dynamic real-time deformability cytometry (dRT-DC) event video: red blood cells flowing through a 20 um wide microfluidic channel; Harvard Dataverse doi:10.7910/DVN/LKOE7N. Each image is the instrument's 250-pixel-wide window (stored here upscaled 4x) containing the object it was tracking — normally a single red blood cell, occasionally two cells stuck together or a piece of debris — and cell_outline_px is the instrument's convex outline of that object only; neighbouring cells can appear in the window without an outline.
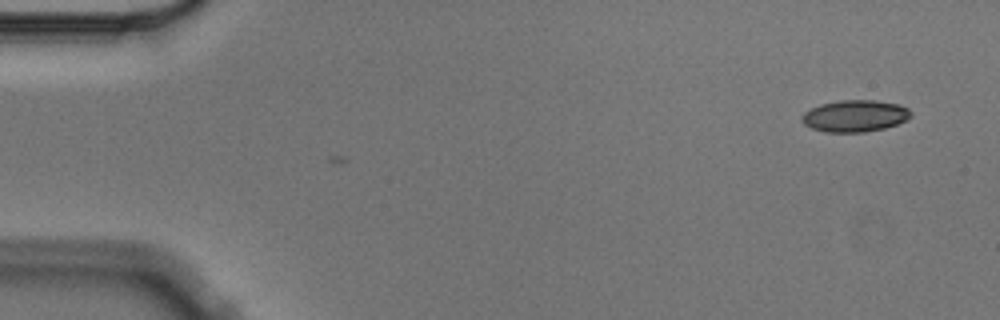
{"species": "Egyptian fruit bat (a non-hibernating species)", "species_latin": "Rousettus aegyptiacus", "temperature_condition": "cold", "stored_images_in_passage": 2, "camera_frame_rate_fps": 3000, "um_per_image_px": 0.085, "animal": {"sex": "male"}, "frame": {"image": 1, "passage_image": 2, "time_ms": 0.333, "image_size_px": [1000, 320], "cell_outline_px": [[912, 116], [896, 124], [884, 128], [864, 132], [824, 132], [812, 128], [804, 124], [800, 120], [800, 116], [804, 112], [820, 104], [840, 100], [876, 100], [900, 104], [908, 108], [912, 112]], "centroid_in_image_um": [72.65, 9.85], "position_along_channel_um": 12.3, "area_um2": 20.29}}